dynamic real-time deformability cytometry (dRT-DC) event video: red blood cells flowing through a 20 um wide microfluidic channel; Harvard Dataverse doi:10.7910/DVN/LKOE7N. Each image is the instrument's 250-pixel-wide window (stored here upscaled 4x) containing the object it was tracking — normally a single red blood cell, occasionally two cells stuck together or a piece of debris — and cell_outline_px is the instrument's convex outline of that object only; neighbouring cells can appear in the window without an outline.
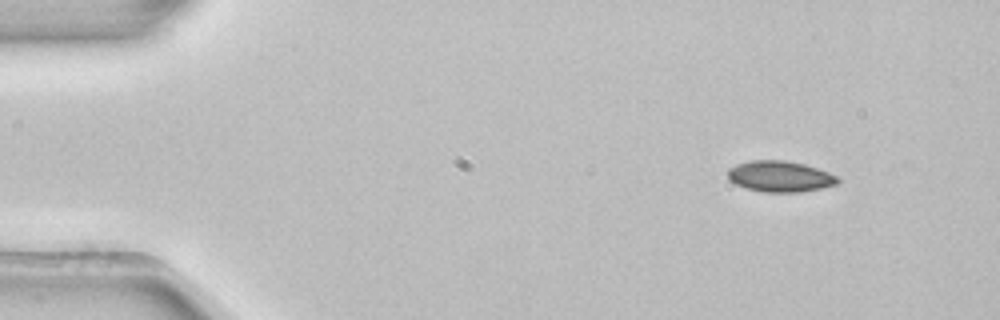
{"species": "common noctule bat (a hibernating species)", "species_latin": "Nyctalus noctula", "temperature_condition": "room temperature", "stored_images_in_passage": 5, "camera_frame_rate_fps": 3000, "um_per_image_px": 0.085, "animal": {"sex": "female", "body_mass_g": 22.7, "forearm_length_mm": 54.2}, "frame": {"image": 1, "passage_image": 1, "time_ms": 0.0, "image_size_px": [1000, 320], "cell_outline_px": [[840, 180], [836, 184], [820, 188], [800, 192], [764, 192], [748, 188], [736, 184], [728, 180], [728, 168], [736, 164], [752, 160], [784, 160], [804, 164], [828, 172], [836, 176]], "centroid_in_image_um": [66.27, 14.99], "position_along_channel_um": 18.7, "area_um2": 19.71}}
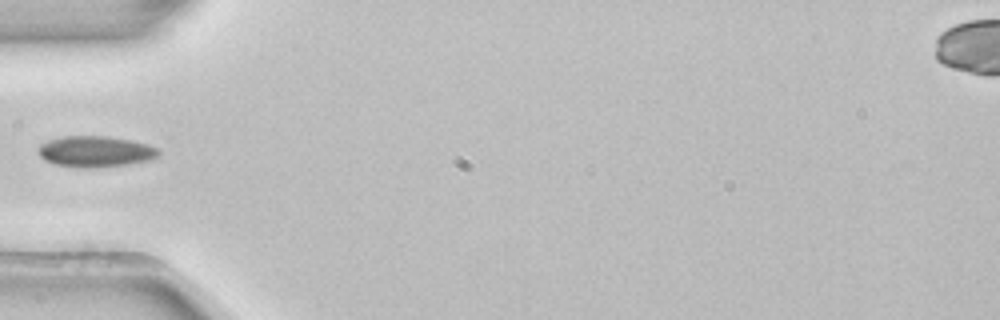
{"frame": {"image": 2, "passage_image": 4, "time_ms": 1.0, "image_size_px": [1000, 320], "cell_outline_px": [[160, 156], [152, 160], [128, 164], [96, 168], [80, 168], [56, 164], [44, 160], [40, 156], [36, 148], [40, 144], [48, 140], [64, 136], [108, 136], [148, 144], [156, 148], [160, 152]], "centroid_in_image_um": [8.11, 12.89], "position_along_channel_um": 76.9, "area_um2": 21.96}}